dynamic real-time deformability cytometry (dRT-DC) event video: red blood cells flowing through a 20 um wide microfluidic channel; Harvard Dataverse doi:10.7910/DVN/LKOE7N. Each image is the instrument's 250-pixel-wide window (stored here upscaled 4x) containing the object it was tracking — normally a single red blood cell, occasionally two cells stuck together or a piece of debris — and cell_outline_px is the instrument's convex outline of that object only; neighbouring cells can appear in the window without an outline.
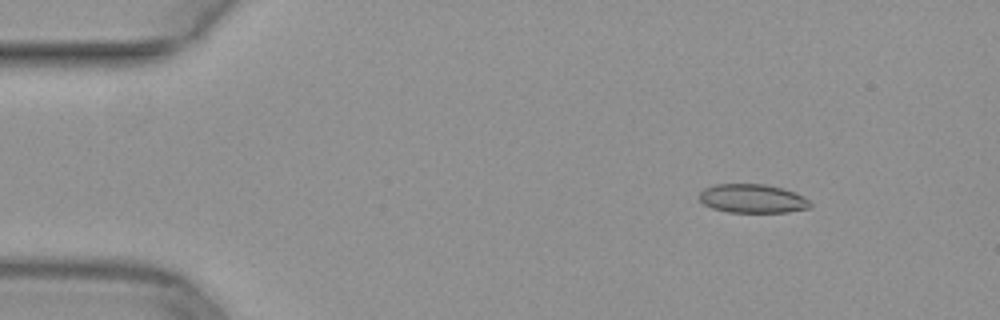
{"species": "common noctule bat (a hibernating species)", "species_latin": "Nyctalus noctula", "temperature_condition": "warm", "stored_images_in_passage": 49, "camera_frame_rate_fps": 3000, "um_per_image_px": 0.085, "animal": {"sex": "female", "body_mass_g": 29.2, "forearm_length_mm": 56.3}, "frame": {"image": 1, "passage_image": 6, "time_ms": 1.667, "image_size_px": [1000, 320], "cell_outline_px": [[812, 204], [808, 208], [788, 212], [728, 212], [712, 208], [704, 204], [700, 200], [700, 192], [704, 188], [716, 184], [764, 184], [796, 192], [804, 196]], "centroid_in_image_um": [63.96, 16.88], "position_along_channel_um": 21.0, "area_um2": 18.55}}
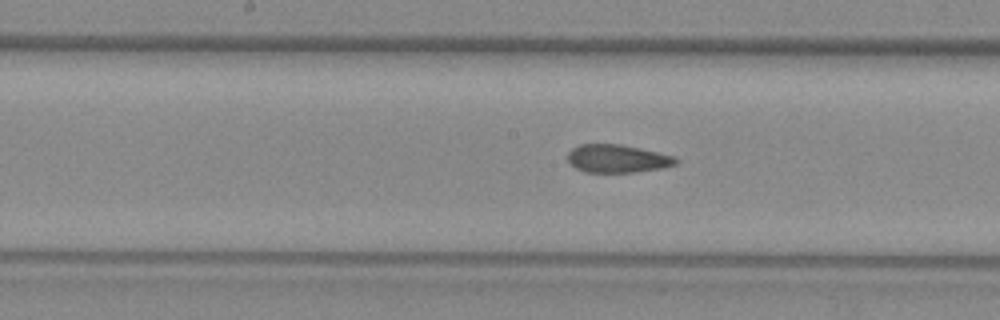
{"frame": {"image": 2, "passage_image": 25, "time_ms": 8.0, "image_size_px": [1000, 320], "cell_outline_px": [[680, 160], [676, 164], [660, 168], [632, 172], [584, 172], [568, 164], [568, 152], [572, 148], [580, 144], [620, 144], [640, 148], [672, 156]], "centroid_in_image_um": [52.42, 13.48], "position_along_channel_um": 195.8, "area_um2": 17.57}}
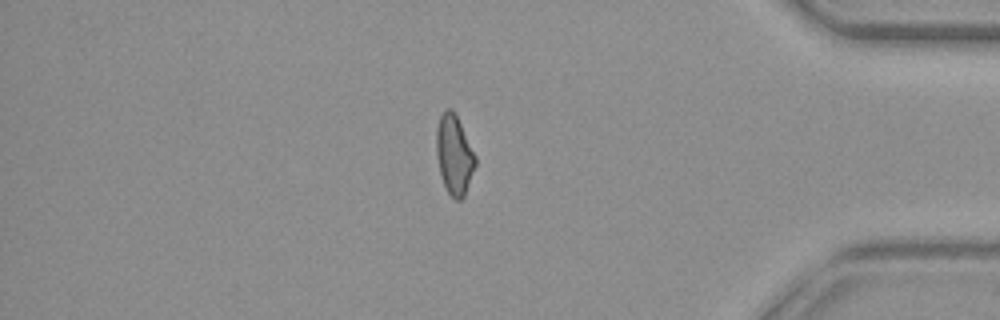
{"frame": {"image": 3, "passage_image": 42, "time_ms": 13.667, "image_size_px": [1000, 320], "cell_outline_px": [[476, 164], [464, 196], [460, 200], [456, 200], [448, 192], [444, 184], [440, 172], [436, 152], [436, 128], [440, 116], [448, 108], [452, 108], [476, 156]], "centroid_in_image_um": [38.6, 13.16], "position_along_channel_um": 396.6, "area_um2": 17.69}}